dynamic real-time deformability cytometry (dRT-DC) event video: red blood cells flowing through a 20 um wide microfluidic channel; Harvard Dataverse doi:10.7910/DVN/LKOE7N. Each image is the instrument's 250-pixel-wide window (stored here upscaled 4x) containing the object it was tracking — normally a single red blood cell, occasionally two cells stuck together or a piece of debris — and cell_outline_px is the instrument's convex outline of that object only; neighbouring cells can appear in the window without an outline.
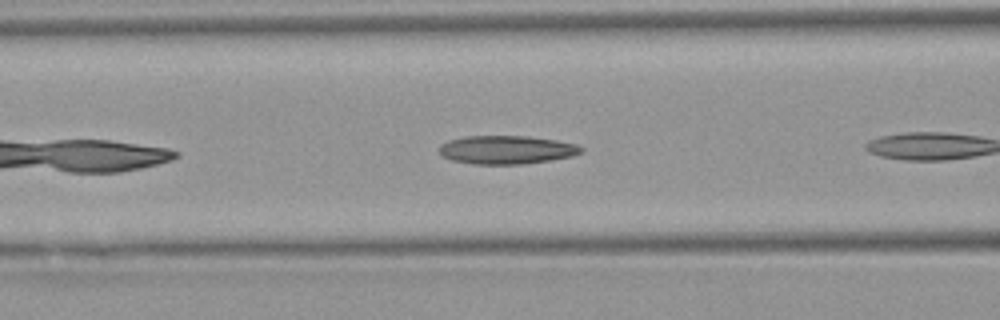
{"species": "Egyptian fruit bat (a non-hibernating species)", "species_latin": "Rousettus aegyptiacus", "temperature_condition": "warm", "stored_images_in_passage": 6, "camera_frame_rate_fps": 3000, "um_per_image_px": 0.085, "animal": {"sex": "female"}, "frame": {"image": 1, "passage_image": 5, "time_ms": 1.333, "image_size_px": [1000, 320], "cell_outline_px": [[584, 152], [572, 156], [524, 164], [472, 164], [452, 160], [440, 156], [440, 144], [448, 140], [464, 136], [528, 136], [556, 140], [576, 144], [584, 148]], "centroid_in_image_um": [43.04, 12.73], "position_along_channel_um": 123.6, "area_um2": 23.64}}